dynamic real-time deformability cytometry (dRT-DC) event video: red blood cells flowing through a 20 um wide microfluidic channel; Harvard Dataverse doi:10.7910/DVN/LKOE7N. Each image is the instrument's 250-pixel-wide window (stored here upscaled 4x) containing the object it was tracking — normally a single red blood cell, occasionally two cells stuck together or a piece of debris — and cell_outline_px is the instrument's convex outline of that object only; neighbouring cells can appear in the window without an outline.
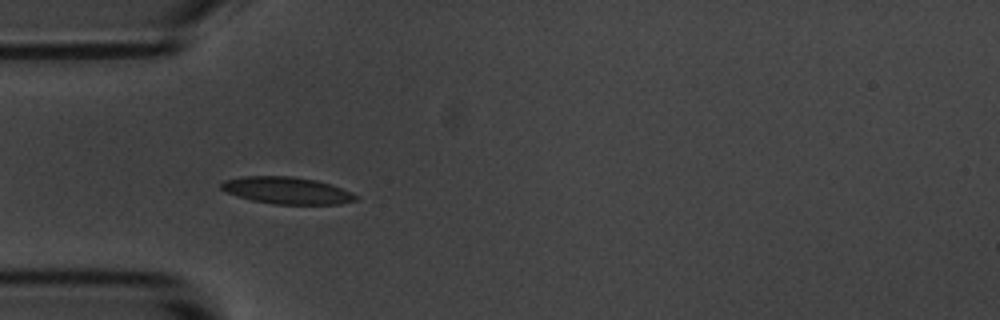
{"species": "common noctule bat (a hibernating species)", "species_latin": "Nyctalus noctula", "temperature_condition": "room temperature", "stored_images_in_passage": 5, "camera_frame_rate_fps": 3000, "um_per_image_px": 0.085, "animal": {"sex": "male", "body_mass_g": 20.1, "forearm_length_mm": 53.5}, "frame": {"image": 1, "passage_image": 4, "time_ms": 4.333, "image_size_px": [1000, 320], "cell_outline_px": [[360, 196], [356, 200], [340, 204], [272, 204], [252, 200], [228, 192], [220, 188], [220, 184], [224, 180], [244, 176], [292, 176], [316, 180], [332, 184], [352, 192]], "centroid_in_image_um": [24.44, 16.18], "position_along_channel_um": 60.6, "area_um2": 21.15}}